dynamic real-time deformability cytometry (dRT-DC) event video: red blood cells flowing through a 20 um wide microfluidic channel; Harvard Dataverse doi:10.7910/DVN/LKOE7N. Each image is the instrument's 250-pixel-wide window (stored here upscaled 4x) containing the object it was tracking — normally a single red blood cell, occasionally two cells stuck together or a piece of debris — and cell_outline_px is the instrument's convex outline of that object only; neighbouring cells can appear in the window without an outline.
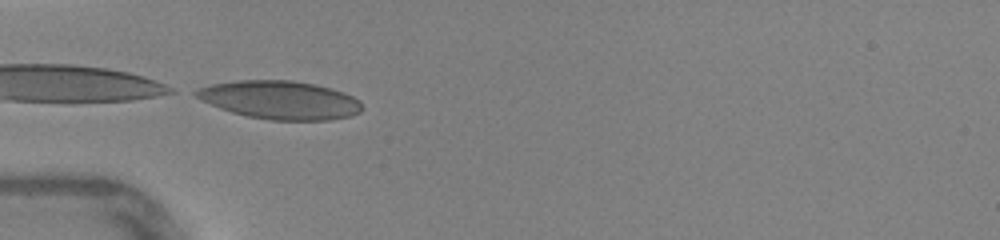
{"species": "human", "species_latin": "Homo sapiens", "temperature_condition": "warm", "stored_images_in_passage": 32, "camera_frame_rate_fps": 3000, "um_per_image_px": 0.085, "donor": {"sex": "female"}, "frame": {"image": 1, "passage_image": 1, "time_ms": 0.0, "image_size_px": [1000, 240], "cell_outline_px": [[364, 108], [360, 112], [352, 116], [328, 120], [272, 120], [248, 116], [232, 112], [220, 108], [188, 92], [196, 88], [212, 84], [236, 80], [292, 80], [312, 84], [344, 92], [360, 100]], "centroid_in_image_um": [23.8, 8.49], "position_along_channel_um": 61.2, "area_um2": 37.05}}
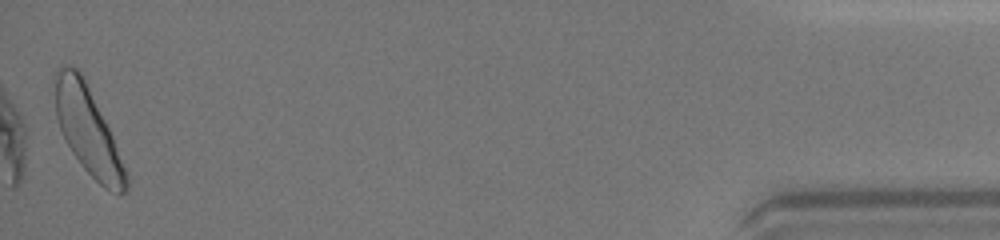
{"frame": {"image": 2, "passage_image": 32, "time_ms": 10.333, "image_size_px": [1000, 240], "cell_outline_px": [[128, 188], [120, 196], [104, 188], [84, 168], [72, 152], [60, 128], [56, 116], [56, 72], [60, 64], [64, 64], [76, 68], [80, 72], [112, 136], [128, 176]], "centroid_in_image_um": [7.48, 11.14], "position_along_channel_um": 427.7, "area_um2": 34.91}, "authors_computed_cell_mechanics": {"area_um2": 33.3795, "velocity_mm_per_s": 4.3706, "shape_relaxation_time_tau1_ms": 3.128, "shape_relaxation_time_tau2_ms": null, "deformation_change_tau1": 0.121, "deformation_change_tau2": null}}